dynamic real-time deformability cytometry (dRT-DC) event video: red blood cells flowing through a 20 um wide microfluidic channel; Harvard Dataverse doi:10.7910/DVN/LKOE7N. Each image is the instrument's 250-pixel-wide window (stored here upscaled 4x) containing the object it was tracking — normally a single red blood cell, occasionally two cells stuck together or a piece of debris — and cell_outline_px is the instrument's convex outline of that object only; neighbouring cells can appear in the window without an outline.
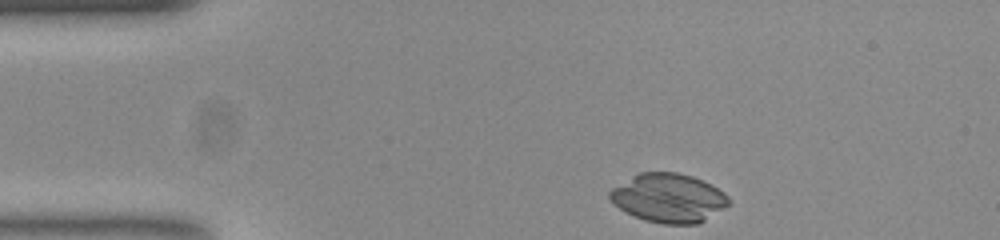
{"species": "common noctule bat (a hibernating species)", "species_latin": "Nyctalus noctula", "temperature_condition": "room temperature", "stored_images_in_passage": 35, "camera_frame_rate_fps": 3000, "um_per_image_px": 0.085, "animal": {"sex": "female", "body_mass_g": 23.0, "forearm_length_mm": 53.4}, "frame": {"image": 1, "passage_image": 1, "time_ms": 0.0, "image_size_px": [1000, 240], "cell_outline_px": [[732, 204], [704, 220], [696, 224], [664, 224], [644, 220], [620, 208], [608, 196], [608, 192], [612, 188], [632, 176], [640, 172], [676, 172], [692, 176], [712, 184], [724, 192], [728, 196]], "centroid_in_image_um": [56.87, 16.82], "position_along_channel_um": 28.1, "area_um2": 33.81}}
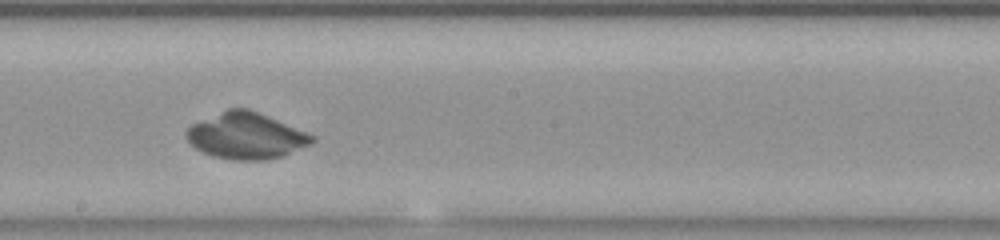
{"frame": {"image": 2, "passage_image": 21, "time_ms": 6.667, "image_size_px": [1000, 240], "cell_outline_px": [[316, 140], [312, 144], [284, 156], [268, 160], [232, 160], [212, 156], [196, 148], [184, 136], [184, 132], [192, 124], [228, 108], [248, 108], [316, 136]], "centroid_in_image_um": [20.94, 11.56], "position_along_channel_um": 227.3, "area_um2": 33.93}}
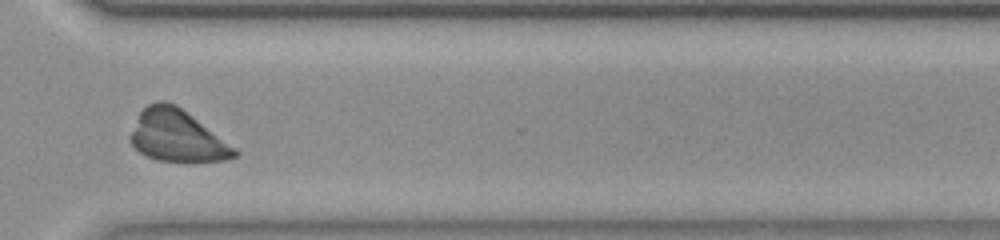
{"frame": {"image": 3, "passage_image": 31, "time_ms": 10.0, "image_size_px": [1000, 240], "cell_outline_px": [[240, 152], [236, 156], [224, 160], [192, 164], [156, 160], [140, 152], [132, 144], [132, 132], [140, 112], [148, 104], [160, 100], [164, 100], [176, 104], [236, 148]], "centroid_in_image_um": [15.1, 11.59], "position_along_channel_um": 355.5, "area_um2": 31.5}}